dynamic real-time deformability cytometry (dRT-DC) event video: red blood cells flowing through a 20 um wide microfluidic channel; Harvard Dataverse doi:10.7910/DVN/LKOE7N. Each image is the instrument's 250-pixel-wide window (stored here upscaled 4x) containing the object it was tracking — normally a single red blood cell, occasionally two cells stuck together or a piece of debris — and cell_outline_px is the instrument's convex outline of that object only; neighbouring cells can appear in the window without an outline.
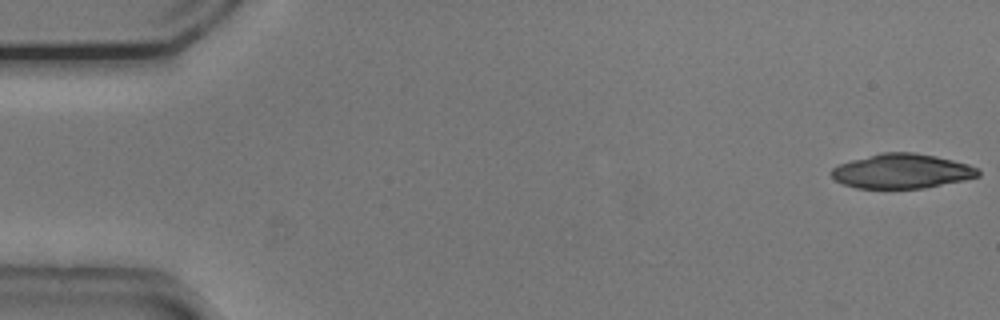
{"species": "common noctule bat (a hibernating species)", "species_latin": "Nyctalus noctula", "temperature_condition": "cold", "stored_images_in_passage": 10, "camera_frame_rate_fps": 3000, "um_per_image_px": 0.085, "animal": {"sex": "male", "body_mass_g": 20.5, "forearm_length_mm": 52.5}, "frame": {"image": 1, "passage_image": 1, "time_ms": 0.0, "image_size_px": [1000, 320], "cell_outline_px": [[980, 176], [964, 180], [924, 188], [856, 188], [844, 184], [836, 180], [832, 176], [832, 168], [840, 164], [852, 160], [880, 152], [916, 152], [936, 156], [968, 164], [980, 168]], "centroid_in_image_um": [76.7, 14.54], "position_along_channel_um": 8.3, "area_um2": 29.54}}